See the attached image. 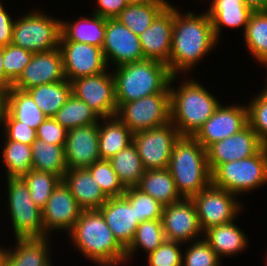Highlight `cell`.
I'll use <instances>...</instances> for the list:
<instances>
[{
    "label": "cell",
    "mask_w": 267,
    "mask_h": 266,
    "mask_svg": "<svg viewBox=\"0 0 267 266\" xmlns=\"http://www.w3.org/2000/svg\"><path fill=\"white\" fill-rule=\"evenodd\" d=\"M53 118L67 130L99 123L98 114L84 101L76 98L73 94L66 103L56 112Z\"/></svg>",
    "instance_id": "obj_38"
},
{
    "label": "cell",
    "mask_w": 267,
    "mask_h": 266,
    "mask_svg": "<svg viewBox=\"0 0 267 266\" xmlns=\"http://www.w3.org/2000/svg\"><path fill=\"white\" fill-rule=\"evenodd\" d=\"M10 141L22 142L31 146L37 139L36 130L17 121L6 109L3 115V125L0 131Z\"/></svg>",
    "instance_id": "obj_46"
},
{
    "label": "cell",
    "mask_w": 267,
    "mask_h": 266,
    "mask_svg": "<svg viewBox=\"0 0 267 266\" xmlns=\"http://www.w3.org/2000/svg\"><path fill=\"white\" fill-rule=\"evenodd\" d=\"M33 54V52L12 43L3 47L2 64L5 72V92L8 91L12 87V84L19 78L23 69L30 62Z\"/></svg>",
    "instance_id": "obj_40"
},
{
    "label": "cell",
    "mask_w": 267,
    "mask_h": 266,
    "mask_svg": "<svg viewBox=\"0 0 267 266\" xmlns=\"http://www.w3.org/2000/svg\"><path fill=\"white\" fill-rule=\"evenodd\" d=\"M242 36L249 55L267 69V11H253Z\"/></svg>",
    "instance_id": "obj_34"
},
{
    "label": "cell",
    "mask_w": 267,
    "mask_h": 266,
    "mask_svg": "<svg viewBox=\"0 0 267 266\" xmlns=\"http://www.w3.org/2000/svg\"><path fill=\"white\" fill-rule=\"evenodd\" d=\"M97 5L92 13L106 19H115L128 5L126 0H95Z\"/></svg>",
    "instance_id": "obj_48"
},
{
    "label": "cell",
    "mask_w": 267,
    "mask_h": 266,
    "mask_svg": "<svg viewBox=\"0 0 267 266\" xmlns=\"http://www.w3.org/2000/svg\"><path fill=\"white\" fill-rule=\"evenodd\" d=\"M174 26V5L169 4L145 30L138 35L144 59L168 64Z\"/></svg>",
    "instance_id": "obj_20"
},
{
    "label": "cell",
    "mask_w": 267,
    "mask_h": 266,
    "mask_svg": "<svg viewBox=\"0 0 267 266\" xmlns=\"http://www.w3.org/2000/svg\"><path fill=\"white\" fill-rule=\"evenodd\" d=\"M136 187L163 206L170 205L182 198L177 192L175 182L168 168L145 170Z\"/></svg>",
    "instance_id": "obj_29"
},
{
    "label": "cell",
    "mask_w": 267,
    "mask_h": 266,
    "mask_svg": "<svg viewBox=\"0 0 267 266\" xmlns=\"http://www.w3.org/2000/svg\"><path fill=\"white\" fill-rule=\"evenodd\" d=\"M252 11H267V0H243Z\"/></svg>",
    "instance_id": "obj_50"
},
{
    "label": "cell",
    "mask_w": 267,
    "mask_h": 266,
    "mask_svg": "<svg viewBox=\"0 0 267 266\" xmlns=\"http://www.w3.org/2000/svg\"><path fill=\"white\" fill-rule=\"evenodd\" d=\"M105 31L106 18L94 13L87 17L80 16L74 21L61 19L60 41L81 42L102 48Z\"/></svg>",
    "instance_id": "obj_27"
},
{
    "label": "cell",
    "mask_w": 267,
    "mask_h": 266,
    "mask_svg": "<svg viewBox=\"0 0 267 266\" xmlns=\"http://www.w3.org/2000/svg\"><path fill=\"white\" fill-rule=\"evenodd\" d=\"M248 125L247 105L221 103L194 138L207 149L211 144L240 132Z\"/></svg>",
    "instance_id": "obj_15"
},
{
    "label": "cell",
    "mask_w": 267,
    "mask_h": 266,
    "mask_svg": "<svg viewBox=\"0 0 267 266\" xmlns=\"http://www.w3.org/2000/svg\"><path fill=\"white\" fill-rule=\"evenodd\" d=\"M62 180L83 210L100 209L108 200L86 168L68 169Z\"/></svg>",
    "instance_id": "obj_25"
},
{
    "label": "cell",
    "mask_w": 267,
    "mask_h": 266,
    "mask_svg": "<svg viewBox=\"0 0 267 266\" xmlns=\"http://www.w3.org/2000/svg\"><path fill=\"white\" fill-rule=\"evenodd\" d=\"M26 91L47 117H53L71 96L72 86L71 82L66 79L35 86Z\"/></svg>",
    "instance_id": "obj_33"
},
{
    "label": "cell",
    "mask_w": 267,
    "mask_h": 266,
    "mask_svg": "<svg viewBox=\"0 0 267 266\" xmlns=\"http://www.w3.org/2000/svg\"><path fill=\"white\" fill-rule=\"evenodd\" d=\"M117 241L126 249L139 226L135 207L124 197H110L98 209Z\"/></svg>",
    "instance_id": "obj_22"
},
{
    "label": "cell",
    "mask_w": 267,
    "mask_h": 266,
    "mask_svg": "<svg viewBox=\"0 0 267 266\" xmlns=\"http://www.w3.org/2000/svg\"><path fill=\"white\" fill-rule=\"evenodd\" d=\"M8 248L6 246L1 247L0 244V266H5V257L7 253Z\"/></svg>",
    "instance_id": "obj_53"
},
{
    "label": "cell",
    "mask_w": 267,
    "mask_h": 266,
    "mask_svg": "<svg viewBox=\"0 0 267 266\" xmlns=\"http://www.w3.org/2000/svg\"><path fill=\"white\" fill-rule=\"evenodd\" d=\"M174 5V26L168 68L171 74L188 75L220 43L213 32L212 21L204 11H179Z\"/></svg>",
    "instance_id": "obj_1"
},
{
    "label": "cell",
    "mask_w": 267,
    "mask_h": 266,
    "mask_svg": "<svg viewBox=\"0 0 267 266\" xmlns=\"http://www.w3.org/2000/svg\"><path fill=\"white\" fill-rule=\"evenodd\" d=\"M248 125L256 132L261 142L267 146V90L262 89L252 96L247 104Z\"/></svg>",
    "instance_id": "obj_44"
},
{
    "label": "cell",
    "mask_w": 267,
    "mask_h": 266,
    "mask_svg": "<svg viewBox=\"0 0 267 266\" xmlns=\"http://www.w3.org/2000/svg\"><path fill=\"white\" fill-rule=\"evenodd\" d=\"M108 160L125 188L139 184L145 169L133 143Z\"/></svg>",
    "instance_id": "obj_36"
},
{
    "label": "cell",
    "mask_w": 267,
    "mask_h": 266,
    "mask_svg": "<svg viewBox=\"0 0 267 266\" xmlns=\"http://www.w3.org/2000/svg\"><path fill=\"white\" fill-rule=\"evenodd\" d=\"M98 133L100 159L108 160L133 143L134 133L117 116L101 118Z\"/></svg>",
    "instance_id": "obj_28"
},
{
    "label": "cell",
    "mask_w": 267,
    "mask_h": 266,
    "mask_svg": "<svg viewBox=\"0 0 267 266\" xmlns=\"http://www.w3.org/2000/svg\"><path fill=\"white\" fill-rule=\"evenodd\" d=\"M237 197L212 183L194 195L192 200L196 206L201 230L204 232L210 227L236 220L245 208Z\"/></svg>",
    "instance_id": "obj_9"
},
{
    "label": "cell",
    "mask_w": 267,
    "mask_h": 266,
    "mask_svg": "<svg viewBox=\"0 0 267 266\" xmlns=\"http://www.w3.org/2000/svg\"><path fill=\"white\" fill-rule=\"evenodd\" d=\"M86 169L96 179L100 189L108 198L124 195L126 188L120 182L109 160L100 159Z\"/></svg>",
    "instance_id": "obj_42"
},
{
    "label": "cell",
    "mask_w": 267,
    "mask_h": 266,
    "mask_svg": "<svg viewBox=\"0 0 267 266\" xmlns=\"http://www.w3.org/2000/svg\"><path fill=\"white\" fill-rule=\"evenodd\" d=\"M64 147L49 144L37 138L31 144L32 169L40 172H50L63 179L68 170Z\"/></svg>",
    "instance_id": "obj_31"
},
{
    "label": "cell",
    "mask_w": 267,
    "mask_h": 266,
    "mask_svg": "<svg viewBox=\"0 0 267 266\" xmlns=\"http://www.w3.org/2000/svg\"><path fill=\"white\" fill-rule=\"evenodd\" d=\"M170 3L169 0H156L148 4H128L116 19L135 35H140Z\"/></svg>",
    "instance_id": "obj_32"
},
{
    "label": "cell",
    "mask_w": 267,
    "mask_h": 266,
    "mask_svg": "<svg viewBox=\"0 0 267 266\" xmlns=\"http://www.w3.org/2000/svg\"><path fill=\"white\" fill-rule=\"evenodd\" d=\"M66 80L59 47L34 53L12 87L27 90L35 86Z\"/></svg>",
    "instance_id": "obj_19"
},
{
    "label": "cell",
    "mask_w": 267,
    "mask_h": 266,
    "mask_svg": "<svg viewBox=\"0 0 267 266\" xmlns=\"http://www.w3.org/2000/svg\"><path fill=\"white\" fill-rule=\"evenodd\" d=\"M177 192L192 198L212 183L206 149L192 136H180L168 165Z\"/></svg>",
    "instance_id": "obj_5"
},
{
    "label": "cell",
    "mask_w": 267,
    "mask_h": 266,
    "mask_svg": "<svg viewBox=\"0 0 267 266\" xmlns=\"http://www.w3.org/2000/svg\"><path fill=\"white\" fill-rule=\"evenodd\" d=\"M6 207L15 239L45 237L42 210L30 197L29 189L21 177L6 178Z\"/></svg>",
    "instance_id": "obj_8"
},
{
    "label": "cell",
    "mask_w": 267,
    "mask_h": 266,
    "mask_svg": "<svg viewBox=\"0 0 267 266\" xmlns=\"http://www.w3.org/2000/svg\"><path fill=\"white\" fill-rule=\"evenodd\" d=\"M180 136L171 122L134 133L133 144L136 146L144 169L168 168L173 147Z\"/></svg>",
    "instance_id": "obj_11"
},
{
    "label": "cell",
    "mask_w": 267,
    "mask_h": 266,
    "mask_svg": "<svg viewBox=\"0 0 267 266\" xmlns=\"http://www.w3.org/2000/svg\"><path fill=\"white\" fill-rule=\"evenodd\" d=\"M102 50L109 68L145 60L139 36L116 18L106 19L105 41Z\"/></svg>",
    "instance_id": "obj_16"
},
{
    "label": "cell",
    "mask_w": 267,
    "mask_h": 266,
    "mask_svg": "<svg viewBox=\"0 0 267 266\" xmlns=\"http://www.w3.org/2000/svg\"><path fill=\"white\" fill-rule=\"evenodd\" d=\"M134 207L139 223L162 219L164 206L137 187H128L123 195Z\"/></svg>",
    "instance_id": "obj_41"
},
{
    "label": "cell",
    "mask_w": 267,
    "mask_h": 266,
    "mask_svg": "<svg viewBox=\"0 0 267 266\" xmlns=\"http://www.w3.org/2000/svg\"><path fill=\"white\" fill-rule=\"evenodd\" d=\"M51 236L15 239L8 247L5 266H53Z\"/></svg>",
    "instance_id": "obj_23"
},
{
    "label": "cell",
    "mask_w": 267,
    "mask_h": 266,
    "mask_svg": "<svg viewBox=\"0 0 267 266\" xmlns=\"http://www.w3.org/2000/svg\"><path fill=\"white\" fill-rule=\"evenodd\" d=\"M186 76L183 80L174 75L170 80V122L181 136L194 137L221 102L196 77Z\"/></svg>",
    "instance_id": "obj_2"
},
{
    "label": "cell",
    "mask_w": 267,
    "mask_h": 266,
    "mask_svg": "<svg viewBox=\"0 0 267 266\" xmlns=\"http://www.w3.org/2000/svg\"><path fill=\"white\" fill-rule=\"evenodd\" d=\"M265 76H267V75H265ZM265 87V89L267 90V77H266V85H264Z\"/></svg>",
    "instance_id": "obj_55"
},
{
    "label": "cell",
    "mask_w": 267,
    "mask_h": 266,
    "mask_svg": "<svg viewBox=\"0 0 267 266\" xmlns=\"http://www.w3.org/2000/svg\"><path fill=\"white\" fill-rule=\"evenodd\" d=\"M184 244L165 240L158 248L147 255L148 266H182Z\"/></svg>",
    "instance_id": "obj_45"
},
{
    "label": "cell",
    "mask_w": 267,
    "mask_h": 266,
    "mask_svg": "<svg viewBox=\"0 0 267 266\" xmlns=\"http://www.w3.org/2000/svg\"><path fill=\"white\" fill-rule=\"evenodd\" d=\"M83 209L71 194L63 180L55 187L42 209L44 235L50 236L54 230L66 234L73 228Z\"/></svg>",
    "instance_id": "obj_17"
},
{
    "label": "cell",
    "mask_w": 267,
    "mask_h": 266,
    "mask_svg": "<svg viewBox=\"0 0 267 266\" xmlns=\"http://www.w3.org/2000/svg\"><path fill=\"white\" fill-rule=\"evenodd\" d=\"M2 162L6 170L4 177H21L32 169L31 146L22 142L10 141L4 135Z\"/></svg>",
    "instance_id": "obj_37"
},
{
    "label": "cell",
    "mask_w": 267,
    "mask_h": 266,
    "mask_svg": "<svg viewBox=\"0 0 267 266\" xmlns=\"http://www.w3.org/2000/svg\"><path fill=\"white\" fill-rule=\"evenodd\" d=\"M0 0V46L5 47L12 42L13 25L15 18L6 9Z\"/></svg>",
    "instance_id": "obj_49"
},
{
    "label": "cell",
    "mask_w": 267,
    "mask_h": 266,
    "mask_svg": "<svg viewBox=\"0 0 267 266\" xmlns=\"http://www.w3.org/2000/svg\"><path fill=\"white\" fill-rule=\"evenodd\" d=\"M5 109L26 126L37 130L38 126L47 118L39 109L31 95L25 91L11 87L4 92Z\"/></svg>",
    "instance_id": "obj_30"
},
{
    "label": "cell",
    "mask_w": 267,
    "mask_h": 266,
    "mask_svg": "<svg viewBox=\"0 0 267 266\" xmlns=\"http://www.w3.org/2000/svg\"><path fill=\"white\" fill-rule=\"evenodd\" d=\"M156 0H126L127 4H148Z\"/></svg>",
    "instance_id": "obj_54"
},
{
    "label": "cell",
    "mask_w": 267,
    "mask_h": 266,
    "mask_svg": "<svg viewBox=\"0 0 267 266\" xmlns=\"http://www.w3.org/2000/svg\"><path fill=\"white\" fill-rule=\"evenodd\" d=\"M264 146L256 132L247 125L240 132L217 141L206 149L209 169L212 173L220 164L252 157Z\"/></svg>",
    "instance_id": "obj_18"
},
{
    "label": "cell",
    "mask_w": 267,
    "mask_h": 266,
    "mask_svg": "<svg viewBox=\"0 0 267 266\" xmlns=\"http://www.w3.org/2000/svg\"><path fill=\"white\" fill-rule=\"evenodd\" d=\"M98 123L68 130L65 157L68 169H83L100 160Z\"/></svg>",
    "instance_id": "obj_21"
},
{
    "label": "cell",
    "mask_w": 267,
    "mask_h": 266,
    "mask_svg": "<svg viewBox=\"0 0 267 266\" xmlns=\"http://www.w3.org/2000/svg\"><path fill=\"white\" fill-rule=\"evenodd\" d=\"M208 3L210 5L207 6L209 8L205 12L212 21L213 32L219 42H221L224 28L231 30L242 27L241 31H245L253 11L243 0H211Z\"/></svg>",
    "instance_id": "obj_24"
},
{
    "label": "cell",
    "mask_w": 267,
    "mask_h": 266,
    "mask_svg": "<svg viewBox=\"0 0 267 266\" xmlns=\"http://www.w3.org/2000/svg\"><path fill=\"white\" fill-rule=\"evenodd\" d=\"M5 112V96L3 92H0V127L3 125V115Z\"/></svg>",
    "instance_id": "obj_52"
},
{
    "label": "cell",
    "mask_w": 267,
    "mask_h": 266,
    "mask_svg": "<svg viewBox=\"0 0 267 266\" xmlns=\"http://www.w3.org/2000/svg\"><path fill=\"white\" fill-rule=\"evenodd\" d=\"M68 130L53 117H47L36 130L37 138L49 144L65 146Z\"/></svg>",
    "instance_id": "obj_47"
},
{
    "label": "cell",
    "mask_w": 267,
    "mask_h": 266,
    "mask_svg": "<svg viewBox=\"0 0 267 266\" xmlns=\"http://www.w3.org/2000/svg\"><path fill=\"white\" fill-rule=\"evenodd\" d=\"M59 49L64 74L69 82L79 77L97 75L109 69L100 47L81 42L60 41Z\"/></svg>",
    "instance_id": "obj_13"
},
{
    "label": "cell",
    "mask_w": 267,
    "mask_h": 266,
    "mask_svg": "<svg viewBox=\"0 0 267 266\" xmlns=\"http://www.w3.org/2000/svg\"><path fill=\"white\" fill-rule=\"evenodd\" d=\"M33 9L15 18L11 43L33 53L59 47L60 18L50 16L39 8Z\"/></svg>",
    "instance_id": "obj_7"
},
{
    "label": "cell",
    "mask_w": 267,
    "mask_h": 266,
    "mask_svg": "<svg viewBox=\"0 0 267 266\" xmlns=\"http://www.w3.org/2000/svg\"><path fill=\"white\" fill-rule=\"evenodd\" d=\"M211 174L214 186L239 197L255 192L267 185V146L252 157L220 164Z\"/></svg>",
    "instance_id": "obj_6"
},
{
    "label": "cell",
    "mask_w": 267,
    "mask_h": 266,
    "mask_svg": "<svg viewBox=\"0 0 267 266\" xmlns=\"http://www.w3.org/2000/svg\"><path fill=\"white\" fill-rule=\"evenodd\" d=\"M3 60V47L0 46V92H5V72L2 64Z\"/></svg>",
    "instance_id": "obj_51"
},
{
    "label": "cell",
    "mask_w": 267,
    "mask_h": 266,
    "mask_svg": "<svg viewBox=\"0 0 267 266\" xmlns=\"http://www.w3.org/2000/svg\"><path fill=\"white\" fill-rule=\"evenodd\" d=\"M116 116L133 133L163 126L170 122V93H155L123 103Z\"/></svg>",
    "instance_id": "obj_10"
},
{
    "label": "cell",
    "mask_w": 267,
    "mask_h": 266,
    "mask_svg": "<svg viewBox=\"0 0 267 266\" xmlns=\"http://www.w3.org/2000/svg\"><path fill=\"white\" fill-rule=\"evenodd\" d=\"M184 245L186 247L183 249L182 266H219L222 264L216 252L203 237Z\"/></svg>",
    "instance_id": "obj_43"
},
{
    "label": "cell",
    "mask_w": 267,
    "mask_h": 266,
    "mask_svg": "<svg viewBox=\"0 0 267 266\" xmlns=\"http://www.w3.org/2000/svg\"><path fill=\"white\" fill-rule=\"evenodd\" d=\"M265 255H266V256H265L266 258H265V260H264V261H265V263H266V266H267V253H266Z\"/></svg>",
    "instance_id": "obj_56"
},
{
    "label": "cell",
    "mask_w": 267,
    "mask_h": 266,
    "mask_svg": "<svg viewBox=\"0 0 267 266\" xmlns=\"http://www.w3.org/2000/svg\"><path fill=\"white\" fill-rule=\"evenodd\" d=\"M165 240L162 219L146 220L140 223L131 244L126 248V264L135 259V254L139 250L148 255Z\"/></svg>",
    "instance_id": "obj_35"
},
{
    "label": "cell",
    "mask_w": 267,
    "mask_h": 266,
    "mask_svg": "<svg viewBox=\"0 0 267 266\" xmlns=\"http://www.w3.org/2000/svg\"><path fill=\"white\" fill-rule=\"evenodd\" d=\"M67 234L69 244L94 265H126V249L117 241L98 209L83 210Z\"/></svg>",
    "instance_id": "obj_3"
},
{
    "label": "cell",
    "mask_w": 267,
    "mask_h": 266,
    "mask_svg": "<svg viewBox=\"0 0 267 266\" xmlns=\"http://www.w3.org/2000/svg\"><path fill=\"white\" fill-rule=\"evenodd\" d=\"M71 86L72 94L87 103L100 118L116 116L118 107L111 68L97 75L76 78Z\"/></svg>",
    "instance_id": "obj_12"
},
{
    "label": "cell",
    "mask_w": 267,
    "mask_h": 266,
    "mask_svg": "<svg viewBox=\"0 0 267 266\" xmlns=\"http://www.w3.org/2000/svg\"><path fill=\"white\" fill-rule=\"evenodd\" d=\"M233 222L216 225L203 232V238L216 252L219 259L239 255L249 248V238L239 226Z\"/></svg>",
    "instance_id": "obj_26"
},
{
    "label": "cell",
    "mask_w": 267,
    "mask_h": 266,
    "mask_svg": "<svg viewBox=\"0 0 267 266\" xmlns=\"http://www.w3.org/2000/svg\"><path fill=\"white\" fill-rule=\"evenodd\" d=\"M21 178L27 184L34 204L41 210L45 207L52 191L62 180L50 172H40L33 169L22 175Z\"/></svg>",
    "instance_id": "obj_39"
},
{
    "label": "cell",
    "mask_w": 267,
    "mask_h": 266,
    "mask_svg": "<svg viewBox=\"0 0 267 266\" xmlns=\"http://www.w3.org/2000/svg\"><path fill=\"white\" fill-rule=\"evenodd\" d=\"M117 107L155 93H170L172 74L168 65L142 60L112 68Z\"/></svg>",
    "instance_id": "obj_4"
},
{
    "label": "cell",
    "mask_w": 267,
    "mask_h": 266,
    "mask_svg": "<svg viewBox=\"0 0 267 266\" xmlns=\"http://www.w3.org/2000/svg\"><path fill=\"white\" fill-rule=\"evenodd\" d=\"M162 223L167 241L186 244L203 237L192 198H181L164 206Z\"/></svg>",
    "instance_id": "obj_14"
}]
</instances>
